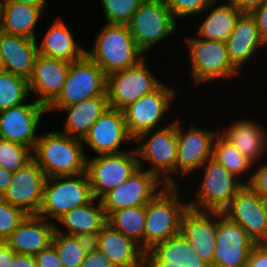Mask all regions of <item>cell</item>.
<instances>
[{
	"label": "cell",
	"instance_id": "20",
	"mask_svg": "<svg viewBox=\"0 0 267 267\" xmlns=\"http://www.w3.org/2000/svg\"><path fill=\"white\" fill-rule=\"evenodd\" d=\"M217 212L188 208L181 219L180 233L200 258L212 267L216 249Z\"/></svg>",
	"mask_w": 267,
	"mask_h": 267
},
{
	"label": "cell",
	"instance_id": "34",
	"mask_svg": "<svg viewBox=\"0 0 267 267\" xmlns=\"http://www.w3.org/2000/svg\"><path fill=\"white\" fill-rule=\"evenodd\" d=\"M212 158L221 163L230 173L237 178L242 179L245 174H249L243 183L247 184L250 181V168L254 166L240 151L228 141L219 131L213 142ZM248 172V173H246Z\"/></svg>",
	"mask_w": 267,
	"mask_h": 267
},
{
	"label": "cell",
	"instance_id": "48",
	"mask_svg": "<svg viewBox=\"0 0 267 267\" xmlns=\"http://www.w3.org/2000/svg\"><path fill=\"white\" fill-rule=\"evenodd\" d=\"M16 252L6 243L0 242V267H10Z\"/></svg>",
	"mask_w": 267,
	"mask_h": 267
},
{
	"label": "cell",
	"instance_id": "40",
	"mask_svg": "<svg viewBox=\"0 0 267 267\" xmlns=\"http://www.w3.org/2000/svg\"><path fill=\"white\" fill-rule=\"evenodd\" d=\"M214 0H164L175 19L204 13Z\"/></svg>",
	"mask_w": 267,
	"mask_h": 267
},
{
	"label": "cell",
	"instance_id": "22",
	"mask_svg": "<svg viewBox=\"0 0 267 267\" xmlns=\"http://www.w3.org/2000/svg\"><path fill=\"white\" fill-rule=\"evenodd\" d=\"M55 225L38 215H27L5 242L16 253L35 255L52 244Z\"/></svg>",
	"mask_w": 267,
	"mask_h": 267
},
{
	"label": "cell",
	"instance_id": "55",
	"mask_svg": "<svg viewBox=\"0 0 267 267\" xmlns=\"http://www.w3.org/2000/svg\"><path fill=\"white\" fill-rule=\"evenodd\" d=\"M266 217H267V199H266Z\"/></svg>",
	"mask_w": 267,
	"mask_h": 267
},
{
	"label": "cell",
	"instance_id": "36",
	"mask_svg": "<svg viewBox=\"0 0 267 267\" xmlns=\"http://www.w3.org/2000/svg\"><path fill=\"white\" fill-rule=\"evenodd\" d=\"M33 159V150L29 147L8 140L0 139V166L15 172Z\"/></svg>",
	"mask_w": 267,
	"mask_h": 267
},
{
	"label": "cell",
	"instance_id": "52",
	"mask_svg": "<svg viewBox=\"0 0 267 267\" xmlns=\"http://www.w3.org/2000/svg\"><path fill=\"white\" fill-rule=\"evenodd\" d=\"M20 3H26L36 6H47V0H14Z\"/></svg>",
	"mask_w": 267,
	"mask_h": 267
},
{
	"label": "cell",
	"instance_id": "24",
	"mask_svg": "<svg viewBox=\"0 0 267 267\" xmlns=\"http://www.w3.org/2000/svg\"><path fill=\"white\" fill-rule=\"evenodd\" d=\"M37 40L0 31V50L4 71L29 80L38 56Z\"/></svg>",
	"mask_w": 267,
	"mask_h": 267
},
{
	"label": "cell",
	"instance_id": "6",
	"mask_svg": "<svg viewBox=\"0 0 267 267\" xmlns=\"http://www.w3.org/2000/svg\"><path fill=\"white\" fill-rule=\"evenodd\" d=\"M186 42L191 63L189 72L195 85L239 75L240 71L229 59L225 41L192 36Z\"/></svg>",
	"mask_w": 267,
	"mask_h": 267
},
{
	"label": "cell",
	"instance_id": "30",
	"mask_svg": "<svg viewBox=\"0 0 267 267\" xmlns=\"http://www.w3.org/2000/svg\"><path fill=\"white\" fill-rule=\"evenodd\" d=\"M98 249L112 261L115 267L137 263L143 259L145 252L135 240L108 223L99 232Z\"/></svg>",
	"mask_w": 267,
	"mask_h": 267
},
{
	"label": "cell",
	"instance_id": "5",
	"mask_svg": "<svg viewBox=\"0 0 267 267\" xmlns=\"http://www.w3.org/2000/svg\"><path fill=\"white\" fill-rule=\"evenodd\" d=\"M93 198L86 172L47 177L42 204L37 215L47 220L50 218L57 223L56 220L63 214L89 203Z\"/></svg>",
	"mask_w": 267,
	"mask_h": 267
},
{
	"label": "cell",
	"instance_id": "25",
	"mask_svg": "<svg viewBox=\"0 0 267 267\" xmlns=\"http://www.w3.org/2000/svg\"><path fill=\"white\" fill-rule=\"evenodd\" d=\"M226 45L230 61L240 72L243 65L248 63L259 49L267 46L259 35L254 18L249 13H242L239 16Z\"/></svg>",
	"mask_w": 267,
	"mask_h": 267
},
{
	"label": "cell",
	"instance_id": "41",
	"mask_svg": "<svg viewBox=\"0 0 267 267\" xmlns=\"http://www.w3.org/2000/svg\"><path fill=\"white\" fill-rule=\"evenodd\" d=\"M255 170L250 173V181L247 185L254 190L256 193H259L263 198L267 199V163L257 164Z\"/></svg>",
	"mask_w": 267,
	"mask_h": 267
},
{
	"label": "cell",
	"instance_id": "53",
	"mask_svg": "<svg viewBox=\"0 0 267 267\" xmlns=\"http://www.w3.org/2000/svg\"><path fill=\"white\" fill-rule=\"evenodd\" d=\"M121 267H145V263H144V259H142L141 261L134 263L132 265L129 266H121Z\"/></svg>",
	"mask_w": 267,
	"mask_h": 267
},
{
	"label": "cell",
	"instance_id": "21",
	"mask_svg": "<svg viewBox=\"0 0 267 267\" xmlns=\"http://www.w3.org/2000/svg\"><path fill=\"white\" fill-rule=\"evenodd\" d=\"M69 67L70 62L38 55L28 80L30 94H35V100L48 107L61 93Z\"/></svg>",
	"mask_w": 267,
	"mask_h": 267
},
{
	"label": "cell",
	"instance_id": "8",
	"mask_svg": "<svg viewBox=\"0 0 267 267\" xmlns=\"http://www.w3.org/2000/svg\"><path fill=\"white\" fill-rule=\"evenodd\" d=\"M107 75L87 55L70 63L65 84L58 97L47 107L50 110L61 111L72 104L87 98L107 95Z\"/></svg>",
	"mask_w": 267,
	"mask_h": 267
},
{
	"label": "cell",
	"instance_id": "54",
	"mask_svg": "<svg viewBox=\"0 0 267 267\" xmlns=\"http://www.w3.org/2000/svg\"><path fill=\"white\" fill-rule=\"evenodd\" d=\"M1 71H4V66H3V59H2L1 50H0V72Z\"/></svg>",
	"mask_w": 267,
	"mask_h": 267
},
{
	"label": "cell",
	"instance_id": "37",
	"mask_svg": "<svg viewBox=\"0 0 267 267\" xmlns=\"http://www.w3.org/2000/svg\"><path fill=\"white\" fill-rule=\"evenodd\" d=\"M52 245L55 247L64 267H79L86 257V253L72 235L55 232Z\"/></svg>",
	"mask_w": 267,
	"mask_h": 267
},
{
	"label": "cell",
	"instance_id": "43",
	"mask_svg": "<svg viewBox=\"0 0 267 267\" xmlns=\"http://www.w3.org/2000/svg\"><path fill=\"white\" fill-rule=\"evenodd\" d=\"M246 267H267V243L256 244L252 248Z\"/></svg>",
	"mask_w": 267,
	"mask_h": 267
},
{
	"label": "cell",
	"instance_id": "7",
	"mask_svg": "<svg viewBox=\"0 0 267 267\" xmlns=\"http://www.w3.org/2000/svg\"><path fill=\"white\" fill-rule=\"evenodd\" d=\"M200 170L203 173L202 181L194 201L187 202L189 208L223 212L245 184L213 158L207 160Z\"/></svg>",
	"mask_w": 267,
	"mask_h": 267
},
{
	"label": "cell",
	"instance_id": "4",
	"mask_svg": "<svg viewBox=\"0 0 267 267\" xmlns=\"http://www.w3.org/2000/svg\"><path fill=\"white\" fill-rule=\"evenodd\" d=\"M178 187L165 186L146 204L144 251L180 233L181 219L189 205L180 200Z\"/></svg>",
	"mask_w": 267,
	"mask_h": 267
},
{
	"label": "cell",
	"instance_id": "47",
	"mask_svg": "<svg viewBox=\"0 0 267 267\" xmlns=\"http://www.w3.org/2000/svg\"><path fill=\"white\" fill-rule=\"evenodd\" d=\"M241 13H251L267 0H230Z\"/></svg>",
	"mask_w": 267,
	"mask_h": 267
},
{
	"label": "cell",
	"instance_id": "10",
	"mask_svg": "<svg viewBox=\"0 0 267 267\" xmlns=\"http://www.w3.org/2000/svg\"><path fill=\"white\" fill-rule=\"evenodd\" d=\"M139 168L136 149L116 154L96 155L86 159V174L94 198L100 200L107 192L128 180Z\"/></svg>",
	"mask_w": 267,
	"mask_h": 267
},
{
	"label": "cell",
	"instance_id": "3",
	"mask_svg": "<svg viewBox=\"0 0 267 267\" xmlns=\"http://www.w3.org/2000/svg\"><path fill=\"white\" fill-rule=\"evenodd\" d=\"M172 120L163 127L145 132L134 140V144L137 143L135 149L139 167L155 174L167 186L179 184L172 176L177 174L178 158L176 120ZM143 161L150 163L151 168H144Z\"/></svg>",
	"mask_w": 267,
	"mask_h": 267
},
{
	"label": "cell",
	"instance_id": "49",
	"mask_svg": "<svg viewBox=\"0 0 267 267\" xmlns=\"http://www.w3.org/2000/svg\"><path fill=\"white\" fill-rule=\"evenodd\" d=\"M10 267H37L34 255L16 253Z\"/></svg>",
	"mask_w": 267,
	"mask_h": 267
},
{
	"label": "cell",
	"instance_id": "39",
	"mask_svg": "<svg viewBox=\"0 0 267 267\" xmlns=\"http://www.w3.org/2000/svg\"><path fill=\"white\" fill-rule=\"evenodd\" d=\"M27 214L0 197V242H5Z\"/></svg>",
	"mask_w": 267,
	"mask_h": 267
},
{
	"label": "cell",
	"instance_id": "16",
	"mask_svg": "<svg viewBox=\"0 0 267 267\" xmlns=\"http://www.w3.org/2000/svg\"><path fill=\"white\" fill-rule=\"evenodd\" d=\"M180 123L182 124L176 119L177 174L185 177L199 170L207 160L212 158L213 142L219 132L216 130L214 132V129H208V131L193 124L184 131Z\"/></svg>",
	"mask_w": 267,
	"mask_h": 267
},
{
	"label": "cell",
	"instance_id": "38",
	"mask_svg": "<svg viewBox=\"0 0 267 267\" xmlns=\"http://www.w3.org/2000/svg\"><path fill=\"white\" fill-rule=\"evenodd\" d=\"M144 0H100L107 24L128 25Z\"/></svg>",
	"mask_w": 267,
	"mask_h": 267
},
{
	"label": "cell",
	"instance_id": "12",
	"mask_svg": "<svg viewBox=\"0 0 267 267\" xmlns=\"http://www.w3.org/2000/svg\"><path fill=\"white\" fill-rule=\"evenodd\" d=\"M145 60L134 67L107 75L106 92L109 107L122 110L163 83L147 68Z\"/></svg>",
	"mask_w": 267,
	"mask_h": 267
},
{
	"label": "cell",
	"instance_id": "42",
	"mask_svg": "<svg viewBox=\"0 0 267 267\" xmlns=\"http://www.w3.org/2000/svg\"><path fill=\"white\" fill-rule=\"evenodd\" d=\"M34 257L37 267H64L52 244L48 248L35 254Z\"/></svg>",
	"mask_w": 267,
	"mask_h": 267
},
{
	"label": "cell",
	"instance_id": "32",
	"mask_svg": "<svg viewBox=\"0 0 267 267\" xmlns=\"http://www.w3.org/2000/svg\"><path fill=\"white\" fill-rule=\"evenodd\" d=\"M214 0L206 11L210 10L207 17L200 23L197 37L206 40L227 41L235 27V24L242 14L237 7L230 1L217 4ZM218 6H217V5Z\"/></svg>",
	"mask_w": 267,
	"mask_h": 267
},
{
	"label": "cell",
	"instance_id": "18",
	"mask_svg": "<svg viewBox=\"0 0 267 267\" xmlns=\"http://www.w3.org/2000/svg\"><path fill=\"white\" fill-rule=\"evenodd\" d=\"M47 107L34 100L0 112V139L21 143L34 150L39 121Z\"/></svg>",
	"mask_w": 267,
	"mask_h": 267
},
{
	"label": "cell",
	"instance_id": "28",
	"mask_svg": "<svg viewBox=\"0 0 267 267\" xmlns=\"http://www.w3.org/2000/svg\"><path fill=\"white\" fill-rule=\"evenodd\" d=\"M109 108L108 96L99 95L63 108L67 113L63 134L83 139L97 119Z\"/></svg>",
	"mask_w": 267,
	"mask_h": 267
},
{
	"label": "cell",
	"instance_id": "45",
	"mask_svg": "<svg viewBox=\"0 0 267 267\" xmlns=\"http://www.w3.org/2000/svg\"><path fill=\"white\" fill-rule=\"evenodd\" d=\"M250 14L256 22L260 37L267 44V2Z\"/></svg>",
	"mask_w": 267,
	"mask_h": 267
},
{
	"label": "cell",
	"instance_id": "33",
	"mask_svg": "<svg viewBox=\"0 0 267 267\" xmlns=\"http://www.w3.org/2000/svg\"><path fill=\"white\" fill-rule=\"evenodd\" d=\"M146 205L113 211L107 223L122 234L132 238L144 250V225Z\"/></svg>",
	"mask_w": 267,
	"mask_h": 267
},
{
	"label": "cell",
	"instance_id": "35",
	"mask_svg": "<svg viewBox=\"0 0 267 267\" xmlns=\"http://www.w3.org/2000/svg\"><path fill=\"white\" fill-rule=\"evenodd\" d=\"M28 96L27 79L7 71L0 72V112L24 104Z\"/></svg>",
	"mask_w": 267,
	"mask_h": 267
},
{
	"label": "cell",
	"instance_id": "13",
	"mask_svg": "<svg viewBox=\"0 0 267 267\" xmlns=\"http://www.w3.org/2000/svg\"><path fill=\"white\" fill-rule=\"evenodd\" d=\"M216 249L212 267H246L256 242L244 228L223 212H217Z\"/></svg>",
	"mask_w": 267,
	"mask_h": 267
},
{
	"label": "cell",
	"instance_id": "51",
	"mask_svg": "<svg viewBox=\"0 0 267 267\" xmlns=\"http://www.w3.org/2000/svg\"><path fill=\"white\" fill-rule=\"evenodd\" d=\"M145 267H180L176 265H169V262L165 261H144Z\"/></svg>",
	"mask_w": 267,
	"mask_h": 267
},
{
	"label": "cell",
	"instance_id": "31",
	"mask_svg": "<svg viewBox=\"0 0 267 267\" xmlns=\"http://www.w3.org/2000/svg\"><path fill=\"white\" fill-rule=\"evenodd\" d=\"M144 261H165L180 267H211L196 253L195 248L179 233L159 242L144 252Z\"/></svg>",
	"mask_w": 267,
	"mask_h": 267
},
{
	"label": "cell",
	"instance_id": "44",
	"mask_svg": "<svg viewBox=\"0 0 267 267\" xmlns=\"http://www.w3.org/2000/svg\"><path fill=\"white\" fill-rule=\"evenodd\" d=\"M79 267H115V265L98 249L86 254Z\"/></svg>",
	"mask_w": 267,
	"mask_h": 267
},
{
	"label": "cell",
	"instance_id": "27",
	"mask_svg": "<svg viewBox=\"0 0 267 267\" xmlns=\"http://www.w3.org/2000/svg\"><path fill=\"white\" fill-rule=\"evenodd\" d=\"M54 21L37 45L38 55L70 63L81 59L86 54V49L75 41L71 30L60 17Z\"/></svg>",
	"mask_w": 267,
	"mask_h": 267
},
{
	"label": "cell",
	"instance_id": "26",
	"mask_svg": "<svg viewBox=\"0 0 267 267\" xmlns=\"http://www.w3.org/2000/svg\"><path fill=\"white\" fill-rule=\"evenodd\" d=\"M251 120H236L220 133L255 165L267 153V130Z\"/></svg>",
	"mask_w": 267,
	"mask_h": 267
},
{
	"label": "cell",
	"instance_id": "46",
	"mask_svg": "<svg viewBox=\"0 0 267 267\" xmlns=\"http://www.w3.org/2000/svg\"><path fill=\"white\" fill-rule=\"evenodd\" d=\"M74 237L86 254L98 250L99 232L76 234Z\"/></svg>",
	"mask_w": 267,
	"mask_h": 267
},
{
	"label": "cell",
	"instance_id": "11",
	"mask_svg": "<svg viewBox=\"0 0 267 267\" xmlns=\"http://www.w3.org/2000/svg\"><path fill=\"white\" fill-rule=\"evenodd\" d=\"M176 92V88L162 83L153 92L143 95L122 109L127 131L133 140L161 126L167 110L173 105Z\"/></svg>",
	"mask_w": 267,
	"mask_h": 267
},
{
	"label": "cell",
	"instance_id": "50",
	"mask_svg": "<svg viewBox=\"0 0 267 267\" xmlns=\"http://www.w3.org/2000/svg\"><path fill=\"white\" fill-rule=\"evenodd\" d=\"M13 172H10L0 166V197L6 192L8 185L12 180Z\"/></svg>",
	"mask_w": 267,
	"mask_h": 267
},
{
	"label": "cell",
	"instance_id": "19",
	"mask_svg": "<svg viewBox=\"0 0 267 267\" xmlns=\"http://www.w3.org/2000/svg\"><path fill=\"white\" fill-rule=\"evenodd\" d=\"M134 143L130 137L122 110L109 107L93 124L82 139L97 155L116 154L126 151L123 142Z\"/></svg>",
	"mask_w": 267,
	"mask_h": 267
},
{
	"label": "cell",
	"instance_id": "2",
	"mask_svg": "<svg viewBox=\"0 0 267 267\" xmlns=\"http://www.w3.org/2000/svg\"><path fill=\"white\" fill-rule=\"evenodd\" d=\"M92 49L86 54L106 75L131 68L145 59V54L137 46L128 25L105 24L97 33Z\"/></svg>",
	"mask_w": 267,
	"mask_h": 267
},
{
	"label": "cell",
	"instance_id": "9",
	"mask_svg": "<svg viewBox=\"0 0 267 267\" xmlns=\"http://www.w3.org/2000/svg\"><path fill=\"white\" fill-rule=\"evenodd\" d=\"M177 20L164 0H144L128 24L140 50L146 54L157 43L176 33Z\"/></svg>",
	"mask_w": 267,
	"mask_h": 267
},
{
	"label": "cell",
	"instance_id": "14",
	"mask_svg": "<svg viewBox=\"0 0 267 267\" xmlns=\"http://www.w3.org/2000/svg\"><path fill=\"white\" fill-rule=\"evenodd\" d=\"M165 186L155 174L139 167L126 182L107 192L100 201L108 217L116 210L148 204Z\"/></svg>",
	"mask_w": 267,
	"mask_h": 267
},
{
	"label": "cell",
	"instance_id": "29",
	"mask_svg": "<svg viewBox=\"0 0 267 267\" xmlns=\"http://www.w3.org/2000/svg\"><path fill=\"white\" fill-rule=\"evenodd\" d=\"M67 230L63 232L55 225V232L66 235L100 232L107 224V215L100 200L93 198L89 203L73 208L56 220Z\"/></svg>",
	"mask_w": 267,
	"mask_h": 267
},
{
	"label": "cell",
	"instance_id": "23",
	"mask_svg": "<svg viewBox=\"0 0 267 267\" xmlns=\"http://www.w3.org/2000/svg\"><path fill=\"white\" fill-rule=\"evenodd\" d=\"M0 31L9 34L37 39L35 26L48 9L14 0H0ZM47 7V8H46Z\"/></svg>",
	"mask_w": 267,
	"mask_h": 267
},
{
	"label": "cell",
	"instance_id": "15",
	"mask_svg": "<svg viewBox=\"0 0 267 267\" xmlns=\"http://www.w3.org/2000/svg\"><path fill=\"white\" fill-rule=\"evenodd\" d=\"M240 224L256 244L267 243L266 199L245 184L223 211Z\"/></svg>",
	"mask_w": 267,
	"mask_h": 267
},
{
	"label": "cell",
	"instance_id": "17",
	"mask_svg": "<svg viewBox=\"0 0 267 267\" xmlns=\"http://www.w3.org/2000/svg\"><path fill=\"white\" fill-rule=\"evenodd\" d=\"M46 175L32 159L13 173L12 180L2 198L12 206L22 209L27 215L39 213Z\"/></svg>",
	"mask_w": 267,
	"mask_h": 267
},
{
	"label": "cell",
	"instance_id": "1",
	"mask_svg": "<svg viewBox=\"0 0 267 267\" xmlns=\"http://www.w3.org/2000/svg\"><path fill=\"white\" fill-rule=\"evenodd\" d=\"M84 149L82 139L50 131L39 135L33 159L46 177L77 175L86 172Z\"/></svg>",
	"mask_w": 267,
	"mask_h": 267
}]
</instances>
